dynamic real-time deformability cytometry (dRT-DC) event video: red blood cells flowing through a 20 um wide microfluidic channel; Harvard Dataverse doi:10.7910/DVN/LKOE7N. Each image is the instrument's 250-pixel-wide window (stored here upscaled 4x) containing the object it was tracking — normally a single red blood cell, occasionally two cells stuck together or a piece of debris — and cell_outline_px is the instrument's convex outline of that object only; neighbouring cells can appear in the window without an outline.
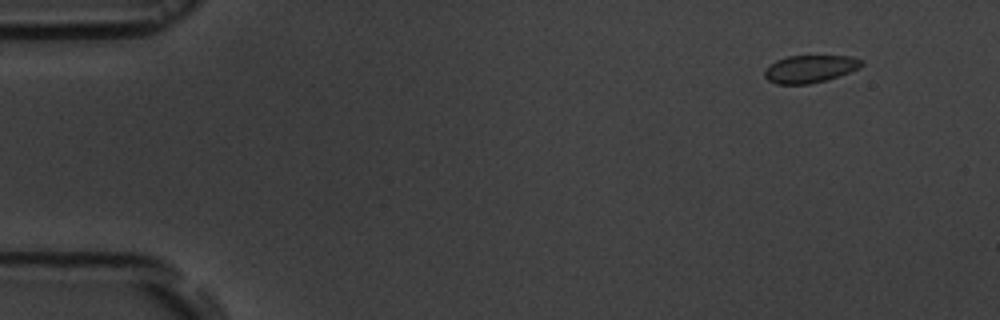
{"species": "common noctule bat (a hibernating species)", "species_latin": "Nyctalus noctula", "temperature_condition": "room temperature", "stored_images_in_passage": 8, "camera_frame_rate_fps": 3000, "um_per_image_px": 0.085, "animal": {"sex": "male", "body_mass_g": 19.5, "forearm_length_mm": 54.6}, "frame": {"image": 1, "passage_image": 1, "time_ms": 0.0, "image_size_px": [1000, 320], "cell_outline_px": [[864, 64], [860, 68], [824, 80], [808, 84], [776, 84], [768, 80], [764, 76], [764, 68], [776, 60], [788, 56], [852, 56], [864, 60]], "centroid_in_image_um": [68.83, 5.84], "position_along_channel_um": 16.2, "area_um2": 15.55}}
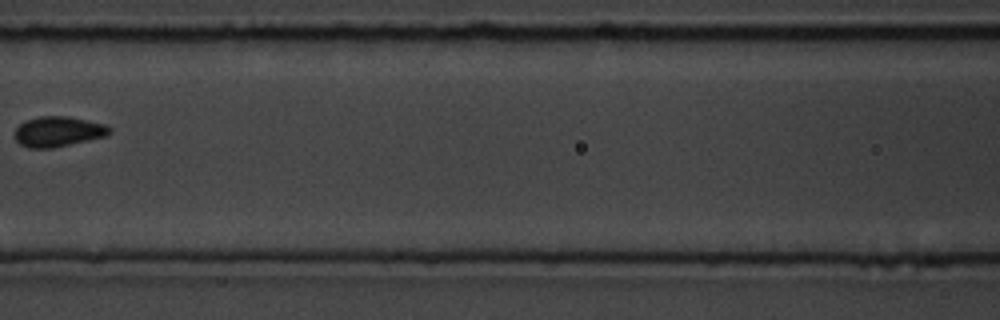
{"frame": {"image": 2, "passage_image": 7, "time_ms": 7.0, "image_size_px": [1000, 320], "cell_outline_px": [[112, 132], [104, 136], [52, 148], [28, 148], [20, 144], [16, 140], [16, 128], [24, 120], [40, 116], [68, 116], [104, 124], [112, 128]], "centroid_in_image_um": [4.93, 11.17], "position_along_channel_um": 161.7, "area_um2": 16.53}}
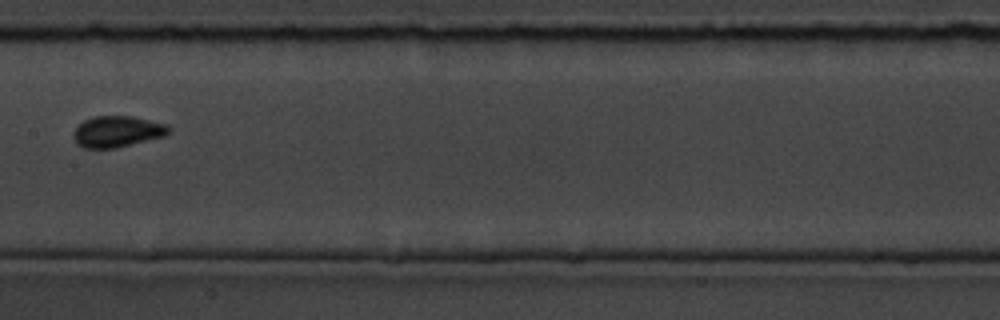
{"frame": {"image": 3, "passage_image": 8, "time_ms": 8.0, "image_size_px": [1000, 320], "cell_outline_px": [[172, 128], [164, 136], [116, 148], [84, 148], [76, 144], [72, 136], [72, 132], [84, 120], [92, 116], [132, 116], [168, 124]], "centroid_in_image_um": [9.95, 11.18], "position_along_channel_um": 197.5, "area_um2": 17.46}}